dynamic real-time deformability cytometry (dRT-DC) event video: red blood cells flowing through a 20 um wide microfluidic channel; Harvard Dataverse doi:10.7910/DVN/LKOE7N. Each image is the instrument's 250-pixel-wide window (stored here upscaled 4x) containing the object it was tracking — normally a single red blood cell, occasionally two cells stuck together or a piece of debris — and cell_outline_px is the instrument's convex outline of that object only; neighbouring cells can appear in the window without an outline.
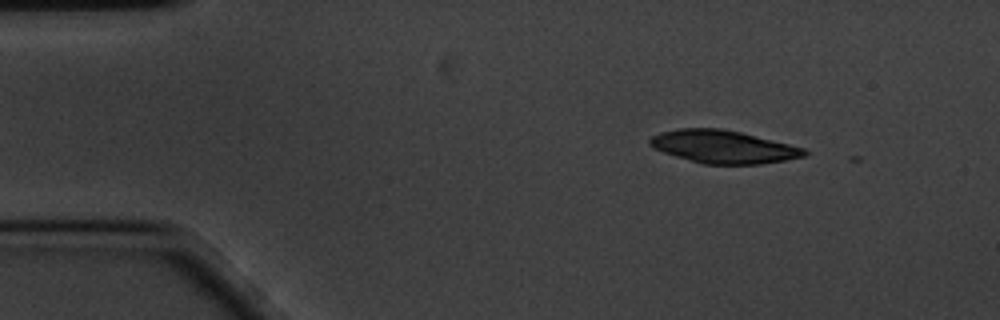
{"species": "common noctule bat (a hibernating species)", "species_latin": "Nyctalus noctula", "temperature_condition": "cold", "stored_images_in_passage": 10, "camera_frame_rate_fps": 3000, "um_per_image_px": 0.085, "animal": {"sex": "male", "body_mass_g": 20.1, "forearm_length_mm": 53.5}, "frame": {"image": 1, "passage_image": 1, "time_ms": 0.0, "image_size_px": [1000, 320], "cell_outline_px": [[808, 152], [804, 156], [784, 160], [760, 164], [704, 164], [676, 156], [652, 148], [648, 144], [648, 140], [652, 136], [660, 132], [680, 128], [720, 128], [740, 132], [804, 148]], "centroid_in_image_um": [61.43, 12.47], "position_along_channel_um": 23.6, "area_um2": 29.3}}